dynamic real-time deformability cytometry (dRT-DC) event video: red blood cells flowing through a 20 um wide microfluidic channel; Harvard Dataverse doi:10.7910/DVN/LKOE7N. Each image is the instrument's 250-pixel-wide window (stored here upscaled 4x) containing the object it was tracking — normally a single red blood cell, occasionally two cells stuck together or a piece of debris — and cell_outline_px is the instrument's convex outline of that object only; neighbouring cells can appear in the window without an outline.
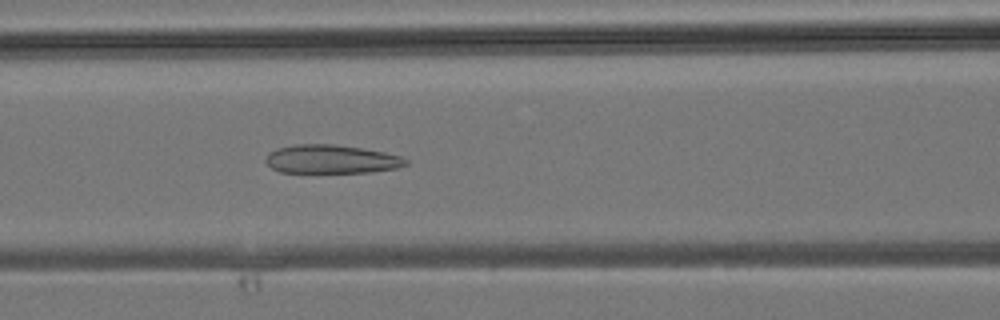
{"species": "common noctule bat (a hibernating species)", "species_latin": "Nyctalus noctula", "temperature_condition": "room temperature", "stored_images_in_passage": 36, "camera_frame_rate_fps": 3000, "um_per_image_px": 0.085, "animal": {"sex": "male", "body_mass_g": 19.2, "forearm_length_mm": 51.8}, "frame": {"image": 1, "passage_image": 15, "time_ms": 4.667, "image_size_px": [1000, 320], "cell_outline_px": [[408, 164], [396, 168], [372, 172], [280, 172], [272, 168], [264, 160], [268, 152], [276, 148], [296, 144], [332, 144], [360, 148], [384, 152], [400, 156], [408, 160]], "centroid_in_image_um": [28.13, 13.53], "position_along_channel_um": 138.5, "area_um2": 23.29}}
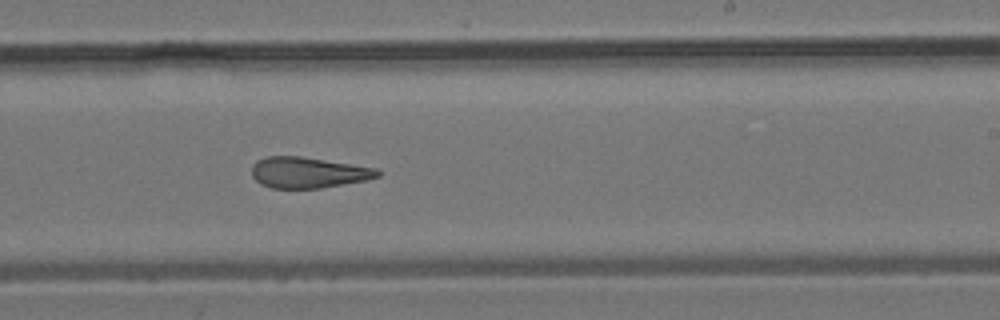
{"frame": {"image": 2, "passage_image": 22, "time_ms": 7.0, "image_size_px": [1000, 320], "cell_outline_px": [[380, 176], [368, 180], [320, 188], [272, 188], [260, 184], [252, 176], [252, 164], [256, 160], [268, 156], [300, 156], [376, 168], [380, 172]], "centroid_in_image_um": [26.18, 14.67], "position_along_channel_um": 262.8, "area_um2": 22.66}}
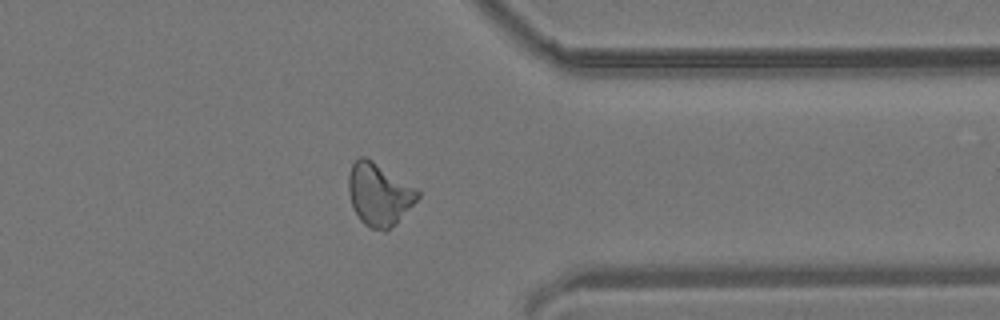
{"frame": {"image": 3, "passage_image": 29, "time_ms": 9.333, "image_size_px": [1000, 320], "cell_outline_px": [[420, 196], [384, 232], [372, 228], [364, 224], [360, 220], [352, 208], [348, 192], [348, 176], [352, 164], [360, 156], [364, 156], [372, 160], [416, 188], [420, 192]], "centroid_in_image_um": [32.16, 16.49], "position_along_channel_um": 379.2, "area_um2": 24.62}}